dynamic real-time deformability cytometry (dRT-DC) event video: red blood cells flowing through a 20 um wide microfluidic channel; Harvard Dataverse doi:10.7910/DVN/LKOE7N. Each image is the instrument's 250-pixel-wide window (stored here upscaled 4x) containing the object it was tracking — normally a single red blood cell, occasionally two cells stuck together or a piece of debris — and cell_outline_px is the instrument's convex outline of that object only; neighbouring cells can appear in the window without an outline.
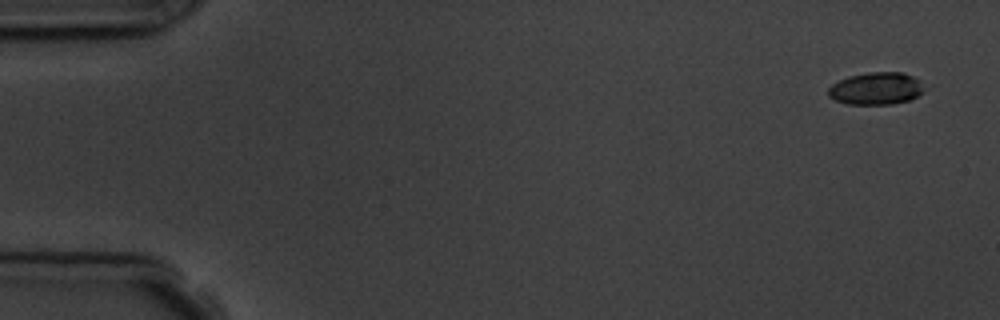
{"species": "common noctule bat (a hibernating species)", "species_latin": "Nyctalus noctula", "temperature_condition": "room temperature", "stored_images_in_passage": 5, "camera_frame_rate_fps": 3000, "um_per_image_px": 0.085, "animal": {"sex": "male", "body_mass_g": 19.5, "forearm_length_mm": 54.6}, "frame": {"image": 1, "passage_image": 1, "time_ms": 0.0, "image_size_px": [1000, 320], "cell_outline_px": [[924, 92], [908, 100], [892, 104], [848, 104], [836, 100], [828, 96], [828, 88], [832, 84], [848, 76], [868, 72], [904, 72], [912, 76], [924, 88]], "centroid_in_image_um": [74.44, 7.52], "position_along_channel_um": 10.6, "area_um2": 17.92}}
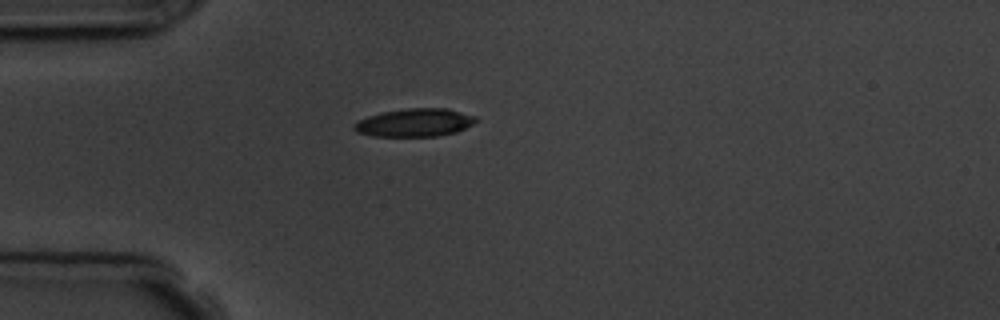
{"frame": {"image": 2, "passage_image": 5, "time_ms": 4.333, "image_size_px": [1000, 320], "cell_outline_px": [[480, 120], [456, 132], [436, 136], [372, 136], [356, 132], [352, 128], [352, 124], [368, 116], [380, 112], [408, 108], [448, 108], [476, 116]], "centroid_in_image_um": [35.24, 10.41], "position_along_channel_um": 49.8, "area_um2": 20.06}}